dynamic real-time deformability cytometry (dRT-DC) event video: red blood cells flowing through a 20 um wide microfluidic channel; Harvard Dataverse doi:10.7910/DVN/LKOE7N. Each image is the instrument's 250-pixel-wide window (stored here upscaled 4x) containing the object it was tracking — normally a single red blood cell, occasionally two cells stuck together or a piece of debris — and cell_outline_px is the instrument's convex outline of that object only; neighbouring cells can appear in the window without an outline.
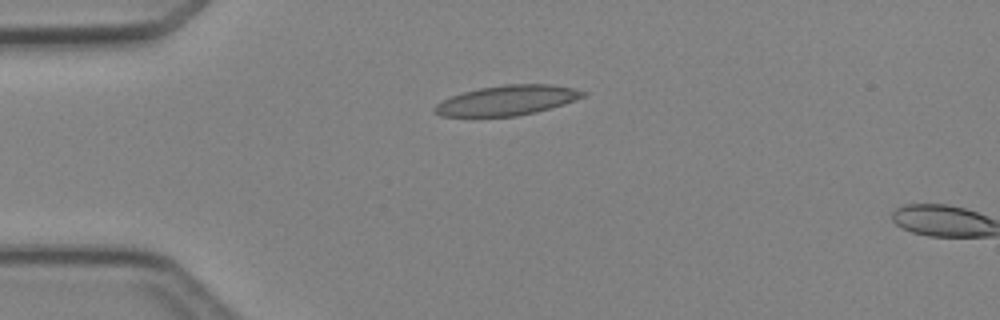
{"species": "Egyptian fruit bat (a non-hibernating species)", "species_latin": "Rousettus aegyptiacus", "temperature_condition": "cold", "stored_images_in_passage": 5, "segment_of_instrument_passage": [1, 2], "camera_frame_rate_fps": 3000, "um_per_image_px": 0.085, "animal": {"sex": "female"}, "frame": {"image": 1, "passage_image": 4, "time_ms": 3.667, "image_size_px": [1000, 320], "cell_outline_px": [[588, 96], [564, 104], [536, 112], [516, 116], [440, 116], [432, 112], [432, 108], [436, 104], [452, 96], [464, 92], [480, 88], [504, 84], [552, 84], [572, 88], [588, 92]], "centroid_in_image_um": [43.14, 8.53], "position_along_channel_um": 41.9, "area_um2": 25.89}}